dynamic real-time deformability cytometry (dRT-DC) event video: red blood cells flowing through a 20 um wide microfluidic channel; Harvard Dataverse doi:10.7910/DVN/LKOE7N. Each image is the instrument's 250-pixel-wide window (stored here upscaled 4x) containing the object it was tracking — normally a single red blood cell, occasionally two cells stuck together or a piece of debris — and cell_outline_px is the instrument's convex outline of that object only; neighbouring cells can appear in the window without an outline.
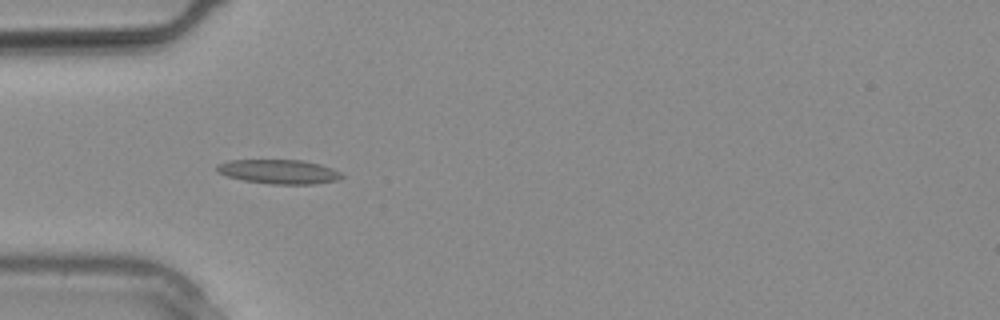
{"species": "common noctule bat (a hibernating species)", "species_latin": "Nyctalus noctula", "temperature_condition": "warm", "stored_images_in_passage": 27, "camera_frame_rate_fps": 3000, "um_per_image_px": 0.085, "animal": {"sex": "male", "body_mass_g": 20.4}, "frame": {"image": 1, "passage_image": 8, "time_ms": 2.333, "image_size_px": [1000, 320], "cell_outline_px": [[344, 176], [336, 180], [312, 184], [272, 184], [244, 180], [228, 176], [216, 172], [216, 164], [228, 160], [304, 160], [320, 164], [332, 168], [340, 172]], "centroid_in_image_um": [23.68, 14.58], "position_along_channel_um": 61.3, "area_um2": 17.63}}